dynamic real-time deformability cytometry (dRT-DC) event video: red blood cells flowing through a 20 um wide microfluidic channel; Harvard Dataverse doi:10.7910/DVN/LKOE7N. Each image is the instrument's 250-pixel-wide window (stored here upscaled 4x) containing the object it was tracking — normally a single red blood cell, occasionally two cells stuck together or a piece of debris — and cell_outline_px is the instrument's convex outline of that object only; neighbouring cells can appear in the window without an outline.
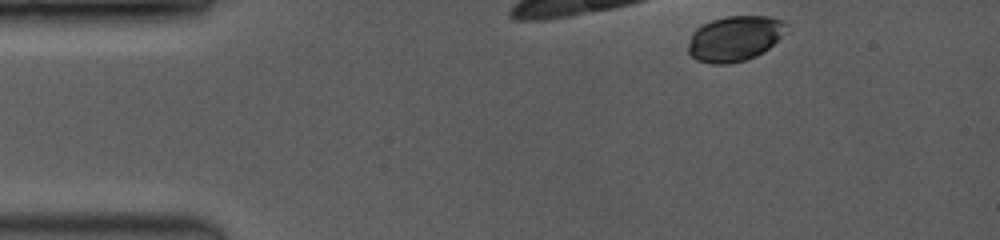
{"species": "common noctule bat (a hibernating species)", "species_latin": "Nyctalus noctula", "temperature_condition": "room temperature", "stored_images_in_passage": 5, "camera_frame_rate_fps": 3500, "um_per_image_px": 0.085, "animal": {"sex": "female", "body_mass_g": 19.0, "forearm_length_mm": 53.3}, "frame": {"image": 1, "passage_image": 1, "time_ms": 0.0, "image_size_px": [1000, 240], "cell_outline_px": [[788, 24], [780, 36], [764, 52], [756, 56], [744, 60], [728, 64], [712, 64], [696, 60], [688, 52], [688, 44], [692, 32], [696, 28], [712, 20], [728, 16], [768, 16], [784, 20]], "centroid_in_image_um": [62.42, 3.27], "position_along_channel_um": 22.6, "area_um2": 25.78}}